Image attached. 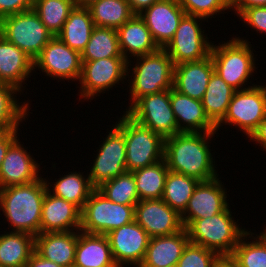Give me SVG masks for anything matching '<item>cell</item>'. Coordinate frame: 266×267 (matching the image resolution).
<instances>
[{
    "label": "cell",
    "mask_w": 266,
    "mask_h": 267,
    "mask_svg": "<svg viewBox=\"0 0 266 267\" xmlns=\"http://www.w3.org/2000/svg\"><path fill=\"white\" fill-rule=\"evenodd\" d=\"M215 133L180 132L165 138L163 159L168 170L199 181L216 178L218 173L208 143Z\"/></svg>",
    "instance_id": "1"
},
{
    "label": "cell",
    "mask_w": 266,
    "mask_h": 267,
    "mask_svg": "<svg viewBox=\"0 0 266 267\" xmlns=\"http://www.w3.org/2000/svg\"><path fill=\"white\" fill-rule=\"evenodd\" d=\"M47 191L45 179L0 189V209L16 232L40 234L42 203Z\"/></svg>",
    "instance_id": "2"
},
{
    "label": "cell",
    "mask_w": 266,
    "mask_h": 267,
    "mask_svg": "<svg viewBox=\"0 0 266 267\" xmlns=\"http://www.w3.org/2000/svg\"><path fill=\"white\" fill-rule=\"evenodd\" d=\"M135 67L128 61L127 72L132 70V81L129 80L131 104L128 109L141 97L170 90L173 88L174 63L168 53L159 48L157 51L135 57ZM130 65V66H129Z\"/></svg>",
    "instance_id": "3"
},
{
    "label": "cell",
    "mask_w": 266,
    "mask_h": 267,
    "mask_svg": "<svg viewBox=\"0 0 266 267\" xmlns=\"http://www.w3.org/2000/svg\"><path fill=\"white\" fill-rule=\"evenodd\" d=\"M231 213L228 206L211 218L193 220L185 228L190 243L213 250L221 257H229L246 232L239 227Z\"/></svg>",
    "instance_id": "4"
},
{
    "label": "cell",
    "mask_w": 266,
    "mask_h": 267,
    "mask_svg": "<svg viewBox=\"0 0 266 267\" xmlns=\"http://www.w3.org/2000/svg\"><path fill=\"white\" fill-rule=\"evenodd\" d=\"M251 42L240 37H233L224 44L214 45L211 48V57L216 72L228 85L237 90H245L247 80L255 71V58L250 47ZM245 85V86H244Z\"/></svg>",
    "instance_id": "5"
},
{
    "label": "cell",
    "mask_w": 266,
    "mask_h": 267,
    "mask_svg": "<svg viewBox=\"0 0 266 267\" xmlns=\"http://www.w3.org/2000/svg\"><path fill=\"white\" fill-rule=\"evenodd\" d=\"M126 144V171L133 172L163 160L164 138L134 121L126 113L115 124Z\"/></svg>",
    "instance_id": "6"
},
{
    "label": "cell",
    "mask_w": 266,
    "mask_h": 267,
    "mask_svg": "<svg viewBox=\"0 0 266 267\" xmlns=\"http://www.w3.org/2000/svg\"><path fill=\"white\" fill-rule=\"evenodd\" d=\"M135 220V205L114 203L96 188L81 209L80 231L106 235Z\"/></svg>",
    "instance_id": "7"
},
{
    "label": "cell",
    "mask_w": 266,
    "mask_h": 267,
    "mask_svg": "<svg viewBox=\"0 0 266 267\" xmlns=\"http://www.w3.org/2000/svg\"><path fill=\"white\" fill-rule=\"evenodd\" d=\"M0 34L33 61L54 37L33 9L1 19Z\"/></svg>",
    "instance_id": "8"
},
{
    "label": "cell",
    "mask_w": 266,
    "mask_h": 267,
    "mask_svg": "<svg viewBox=\"0 0 266 267\" xmlns=\"http://www.w3.org/2000/svg\"><path fill=\"white\" fill-rule=\"evenodd\" d=\"M198 19V20H197ZM206 19L185 14L181 19L175 35L163 48L174 65L185 62H196L210 56L212 42L207 40V35L201 29L200 23ZM203 30V31H202Z\"/></svg>",
    "instance_id": "9"
},
{
    "label": "cell",
    "mask_w": 266,
    "mask_h": 267,
    "mask_svg": "<svg viewBox=\"0 0 266 267\" xmlns=\"http://www.w3.org/2000/svg\"><path fill=\"white\" fill-rule=\"evenodd\" d=\"M125 113L164 139L180 133L170 102V90L139 98Z\"/></svg>",
    "instance_id": "10"
},
{
    "label": "cell",
    "mask_w": 266,
    "mask_h": 267,
    "mask_svg": "<svg viewBox=\"0 0 266 267\" xmlns=\"http://www.w3.org/2000/svg\"><path fill=\"white\" fill-rule=\"evenodd\" d=\"M266 116V85L237 90L230 101L227 113L216 126L234 125L240 128L248 138ZM228 123V124H227Z\"/></svg>",
    "instance_id": "11"
},
{
    "label": "cell",
    "mask_w": 266,
    "mask_h": 267,
    "mask_svg": "<svg viewBox=\"0 0 266 267\" xmlns=\"http://www.w3.org/2000/svg\"><path fill=\"white\" fill-rule=\"evenodd\" d=\"M128 61L124 57H111L93 61H82L80 97L92 99L126 79ZM120 81V82H119Z\"/></svg>",
    "instance_id": "12"
},
{
    "label": "cell",
    "mask_w": 266,
    "mask_h": 267,
    "mask_svg": "<svg viewBox=\"0 0 266 267\" xmlns=\"http://www.w3.org/2000/svg\"><path fill=\"white\" fill-rule=\"evenodd\" d=\"M108 133L88 174L94 188L126 172L124 133L116 125Z\"/></svg>",
    "instance_id": "13"
},
{
    "label": "cell",
    "mask_w": 266,
    "mask_h": 267,
    "mask_svg": "<svg viewBox=\"0 0 266 267\" xmlns=\"http://www.w3.org/2000/svg\"><path fill=\"white\" fill-rule=\"evenodd\" d=\"M58 80H78L82 72L81 53L54 36L34 60V69Z\"/></svg>",
    "instance_id": "14"
},
{
    "label": "cell",
    "mask_w": 266,
    "mask_h": 267,
    "mask_svg": "<svg viewBox=\"0 0 266 267\" xmlns=\"http://www.w3.org/2000/svg\"><path fill=\"white\" fill-rule=\"evenodd\" d=\"M106 236L118 267L141 265L150 237L135 220L110 231Z\"/></svg>",
    "instance_id": "15"
},
{
    "label": "cell",
    "mask_w": 266,
    "mask_h": 267,
    "mask_svg": "<svg viewBox=\"0 0 266 267\" xmlns=\"http://www.w3.org/2000/svg\"><path fill=\"white\" fill-rule=\"evenodd\" d=\"M218 176L208 181H200L189 199L185 210L180 214L183 227L193 220L211 218L223 212L228 206L226 188Z\"/></svg>",
    "instance_id": "16"
},
{
    "label": "cell",
    "mask_w": 266,
    "mask_h": 267,
    "mask_svg": "<svg viewBox=\"0 0 266 267\" xmlns=\"http://www.w3.org/2000/svg\"><path fill=\"white\" fill-rule=\"evenodd\" d=\"M135 221L150 238L172 235L184 228L181 215L162 199L139 200L135 205Z\"/></svg>",
    "instance_id": "17"
},
{
    "label": "cell",
    "mask_w": 266,
    "mask_h": 267,
    "mask_svg": "<svg viewBox=\"0 0 266 267\" xmlns=\"http://www.w3.org/2000/svg\"><path fill=\"white\" fill-rule=\"evenodd\" d=\"M185 14L177 0H159L139 16L145 21L157 46L164 48L175 35Z\"/></svg>",
    "instance_id": "18"
},
{
    "label": "cell",
    "mask_w": 266,
    "mask_h": 267,
    "mask_svg": "<svg viewBox=\"0 0 266 267\" xmlns=\"http://www.w3.org/2000/svg\"><path fill=\"white\" fill-rule=\"evenodd\" d=\"M81 209L46 191L42 203L40 233L79 231Z\"/></svg>",
    "instance_id": "19"
},
{
    "label": "cell",
    "mask_w": 266,
    "mask_h": 267,
    "mask_svg": "<svg viewBox=\"0 0 266 267\" xmlns=\"http://www.w3.org/2000/svg\"><path fill=\"white\" fill-rule=\"evenodd\" d=\"M39 166L18 138L7 150L1 164L0 189L38 180L40 178Z\"/></svg>",
    "instance_id": "20"
},
{
    "label": "cell",
    "mask_w": 266,
    "mask_h": 267,
    "mask_svg": "<svg viewBox=\"0 0 266 267\" xmlns=\"http://www.w3.org/2000/svg\"><path fill=\"white\" fill-rule=\"evenodd\" d=\"M213 72L211 55L200 61L175 65L173 89L183 95L202 100Z\"/></svg>",
    "instance_id": "21"
},
{
    "label": "cell",
    "mask_w": 266,
    "mask_h": 267,
    "mask_svg": "<svg viewBox=\"0 0 266 267\" xmlns=\"http://www.w3.org/2000/svg\"><path fill=\"white\" fill-rule=\"evenodd\" d=\"M170 102L180 132L218 131L207 117L201 100L183 95L172 88Z\"/></svg>",
    "instance_id": "22"
},
{
    "label": "cell",
    "mask_w": 266,
    "mask_h": 267,
    "mask_svg": "<svg viewBox=\"0 0 266 267\" xmlns=\"http://www.w3.org/2000/svg\"><path fill=\"white\" fill-rule=\"evenodd\" d=\"M33 70L34 61L0 34V83L23 92V82L27 81Z\"/></svg>",
    "instance_id": "23"
},
{
    "label": "cell",
    "mask_w": 266,
    "mask_h": 267,
    "mask_svg": "<svg viewBox=\"0 0 266 267\" xmlns=\"http://www.w3.org/2000/svg\"><path fill=\"white\" fill-rule=\"evenodd\" d=\"M78 231L47 232L35 236V251L61 267H73Z\"/></svg>",
    "instance_id": "24"
},
{
    "label": "cell",
    "mask_w": 266,
    "mask_h": 267,
    "mask_svg": "<svg viewBox=\"0 0 266 267\" xmlns=\"http://www.w3.org/2000/svg\"><path fill=\"white\" fill-rule=\"evenodd\" d=\"M189 242L185 228L172 235L152 237L139 267H168L178 264Z\"/></svg>",
    "instance_id": "25"
},
{
    "label": "cell",
    "mask_w": 266,
    "mask_h": 267,
    "mask_svg": "<svg viewBox=\"0 0 266 267\" xmlns=\"http://www.w3.org/2000/svg\"><path fill=\"white\" fill-rule=\"evenodd\" d=\"M117 33L121 54L127 61L132 62L129 57L150 54L159 49L145 21L139 15H134L118 28Z\"/></svg>",
    "instance_id": "26"
},
{
    "label": "cell",
    "mask_w": 266,
    "mask_h": 267,
    "mask_svg": "<svg viewBox=\"0 0 266 267\" xmlns=\"http://www.w3.org/2000/svg\"><path fill=\"white\" fill-rule=\"evenodd\" d=\"M73 267H118L107 236L79 230Z\"/></svg>",
    "instance_id": "27"
},
{
    "label": "cell",
    "mask_w": 266,
    "mask_h": 267,
    "mask_svg": "<svg viewBox=\"0 0 266 267\" xmlns=\"http://www.w3.org/2000/svg\"><path fill=\"white\" fill-rule=\"evenodd\" d=\"M34 251V235L16 231L0 234V265L2 267H26Z\"/></svg>",
    "instance_id": "28"
},
{
    "label": "cell",
    "mask_w": 266,
    "mask_h": 267,
    "mask_svg": "<svg viewBox=\"0 0 266 267\" xmlns=\"http://www.w3.org/2000/svg\"><path fill=\"white\" fill-rule=\"evenodd\" d=\"M94 27L89 9L75 6L57 37L71 49L82 53Z\"/></svg>",
    "instance_id": "29"
},
{
    "label": "cell",
    "mask_w": 266,
    "mask_h": 267,
    "mask_svg": "<svg viewBox=\"0 0 266 267\" xmlns=\"http://www.w3.org/2000/svg\"><path fill=\"white\" fill-rule=\"evenodd\" d=\"M235 91L216 72L212 73L201 101L207 117L215 126L225 117Z\"/></svg>",
    "instance_id": "30"
},
{
    "label": "cell",
    "mask_w": 266,
    "mask_h": 267,
    "mask_svg": "<svg viewBox=\"0 0 266 267\" xmlns=\"http://www.w3.org/2000/svg\"><path fill=\"white\" fill-rule=\"evenodd\" d=\"M45 183L47 190H49L51 194L72 202L80 209L83 208L90 194L95 189L90 182L89 176L85 177L83 173L76 171L60 177V179L53 184L54 186L52 185V189L48 180L46 181L45 179Z\"/></svg>",
    "instance_id": "31"
},
{
    "label": "cell",
    "mask_w": 266,
    "mask_h": 267,
    "mask_svg": "<svg viewBox=\"0 0 266 267\" xmlns=\"http://www.w3.org/2000/svg\"><path fill=\"white\" fill-rule=\"evenodd\" d=\"M87 8L97 27L118 29L135 15L127 0H98Z\"/></svg>",
    "instance_id": "32"
},
{
    "label": "cell",
    "mask_w": 266,
    "mask_h": 267,
    "mask_svg": "<svg viewBox=\"0 0 266 267\" xmlns=\"http://www.w3.org/2000/svg\"><path fill=\"white\" fill-rule=\"evenodd\" d=\"M168 171L164 159L133 171L139 200L162 199Z\"/></svg>",
    "instance_id": "33"
},
{
    "label": "cell",
    "mask_w": 266,
    "mask_h": 267,
    "mask_svg": "<svg viewBox=\"0 0 266 267\" xmlns=\"http://www.w3.org/2000/svg\"><path fill=\"white\" fill-rule=\"evenodd\" d=\"M111 57H123L119 48L117 29L95 26L81 53L82 61Z\"/></svg>",
    "instance_id": "34"
},
{
    "label": "cell",
    "mask_w": 266,
    "mask_h": 267,
    "mask_svg": "<svg viewBox=\"0 0 266 267\" xmlns=\"http://www.w3.org/2000/svg\"><path fill=\"white\" fill-rule=\"evenodd\" d=\"M199 182L193 177L168 171L162 200L181 214Z\"/></svg>",
    "instance_id": "35"
},
{
    "label": "cell",
    "mask_w": 266,
    "mask_h": 267,
    "mask_svg": "<svg viewBox=\"0 0 266 267\" xmlns=\"http://www.w3.org/2000/svg\"><path fill=\"white\" fill-rule=\"evenodd\" d=\"M75 6L74 0H34L32 9L52 35L57 36Z\"/></svg>",
    "instance_id": "36"
},
{
    "label": "cell",
    "mask_w": 266,
    "mask_h": 267,
    "mask_svg": "<svg viewBox=\"0 0 266 267\" xmlns=\"http://www.w3.org/2000/svg\"><path fill=\"white\" fill-rule=\"evenodd\" d=\"M253 235V232L246 231L229 256L238 267H266V239L261 234ZM245 237L256 240L248 242Z\"/></svg>",
    "instance_id": "37"
},
{
    "label": "cell",
    "mask_w": 266,
    "mask_h": 267,
    "mask_svg": "<svg viewBox=\"0 0 266 267\" xmlns=\"http://www.w3.org/2000/svg\"><path fill=\"white\" fill-rule=\"evenodd\" d=\"M18 91L15 87L0 83V123H3L9 130L18 129L20 122L28 117L29 104H19L16 97Z\"/></svg>",
    "instance_id": "38"
},
{
    "label": "cell",
    "mask_w": 266,
    "mask_h": 267,
    "mask_svg": "<svg viewBox=\"0 0 266 267\" xmlns=\"http://www.w3.org/2000/svg\"><path fill=\"white\" fill-rule=\"evenodd\" d=\"M102 195L114 203L136 205L139 195L133 172L126 171L117 177L104 182L96 188Z\"/></svg>",
    "instance_id": "39"
},
{
    "label": "cell",
    "mask_w": 266,
    "mask_h": 267,
    "mask_svg": "<svg viewBox=\"0 0 266 267\" xmlns=\"http://www.w3.org/2000/svg\"><path fill=\"white\" fill-rule=\"evenodd\" d=\"M221 256L213 250L188 243L184 248L178 267H215Z\"/></svg>",
    "instance_id": "40"
},
{
    "label": "cell",
    "mask_w": 266,
    "mask_h": 267,
    "mask_svg": "<svg viewBox=\"0 0 266 267\" xmlns=\"http://www.w3.org/2000/svg\"><path fill=\"white\" fill-rule=\"evenodd\" d=\"M188 15L211 18L230 9V0H177Z\"/></svg>",
    "instance_id": "41"
},
{
    "label": "cell",
    "mask_w": 266,
    "mask_h": 267,
    "mask_svg": "<svg viewBox=\"0 0 266 267\" xmlns=\"http://www.w3.org/2000/svg\"><path fill=\"white\" fill-rule=\"evenodd\" d=\"M238 16L256 32L266 33V6L246 8Z\"/></svg>",
    "instance_id": "42"
},
{
    "label": "cell",
    "mask_w": 266,
    "mask_h": 267,
    "mask_svg": "<svg viewBox=\"0 0 266 267\" xmlns=\"http://www.w3.org/2000/svg\"><path fill=\"white\" fill-rule=\"evenodd\" d=\"M34 0H0V20L32 9Z\"/></svg>",
    "instance_id": "43"
},
{
    "label": "cell",
    "mask_w": 266,
    "mask_h": 267,
    "mask_svg": "<svg viewBox=\"0 0 266 267\" xmlns=\"http://www.w3.org/2000/svg\"><path fill=\"white\" fill-rule=\"evenodd\" d=\"M254 6H266V0H230V10L236 11L237 17L244 9Z\"/></svg>",
    "instance_id": "44"
},
{
    "label": "cell",
    "mask_w": 266,
    "mask_h": 267,
    "mask_svg": "<svg viewBox=\"0 0 266 267\" xmlns=\"http://www.w3.org/2000/svg\"><path fill=\"white\" fill-rule=\"evenodd\" d=\"M18 129L10 130L0 139V167L9 147L17 140Z\"/></svg>",
    "instance_id": "45"
},
{
    "label": "cell",
    "mask_w": 266,
    "mask_h": 267,
    "mask_svg": "<svg viewBox=\"0 0 266 267\" xmlns=\"http://www.w3.org/2000/svg\"><path fill=\"white\" fill-rule=\"evenodd\" d=\"M249 137L251 141L258 142V144H260L259 146L266 151V116Z\"/></svg>",
    "instance_id": "46"
},
{
    "label": "cell",
    "mask_w": 266,
    "mask_h": 267,
    "mask_svg": "<svg viewBox=\"0 0 266 267\" xmlns=\"http://www.w3.org/2000/svg\"><path fill=\"white\" fill-rule=\"evenodd\" d=\"M26 267H61L56 263L44 259L36 251L32 253L30 259L26 263Z\"/></svg>",
    "instance_id": "47"
},
{
    "label": "cell",
    "mask_w": 266,
    "mask_h": 267,
    "mask_svg": "<svg viewBox=\"0 0 266 267\" xmlns=\"http://www.w3.org/2000/svg\"><path fill=\"white\" fill-rule=\"evenodd\" d=\"M130 4L131 10L135 15H139L145 9L149 8L155 2L159 0H127Z\"/></svg>",
    "instance_id": "48"
},
{
    "label": "cell",
    "mask_w": 266,
    "mask_h": 267,
    "mask_svg": "<svg viewBox=\"0 0 266 267\" xmlns=\"http://www.w3.org/2000/svg\"><path fill=\"white\" fill-rule=\"evenodd\" d=\"M215 267H238L230 257H221Z\"/></svg>",
    "instance_id": "49"
},
{
    "label": "cell",
    "mask_w": 266,
    "mask_h": 267,
    "mask_svg": "<svg viewBox=\"0 0 266 267\" xmlns=\"http://www.w3.org/2000/svg\"><path fill=\"white\" fill-rule=\"evenodd\" d=\"M77 7H89L92 3L98 0H74Z\"/></svg>",
    "instance_id": "50"
},
{
    "label": "cell",
    "mask_w": 266,
    "mask_h": 267,
    "mask_svg": "<svg viewBox=\"0 0 266 267\" xmlns=\"http://www.w3.org/2000/svg\"><path fill=\"white\" fill-rule=\"evenodd\" d=\"M10 130L3 124L0 123V139L3 138Z\"/></svg>",
    "instance_id": "51"
},
{
    "label": "cell",
    "mask_w": 266,
    "mask_h": 267,
    "mask_svg": "<svg viewBox=\"0 0 266 267\" xmlns=\"http://www.w3.org/2000/svg\"><path fill=\"white\" fill-rule=\"evenodd\" d=\"M265 239H266V228L265 229H263V232L262 233H260Z\"/></svg>",
    "instance_id": "52"
},
{
    "label": "cell",
    "mask_w": 266,
    "mask_h": 267,
    "mask_svg": "<svg viewBox=\"0 0 266 267\" xmlns=\"http://www.w3.org/2000/svg\"><path fill=\"white\" fill-rule=\"evenodd\" d=\"M168 267H178V265H177V264H175V265H171V266H168Z\"/></svg>",
    "instance_id": "53"
}]
</instances>
